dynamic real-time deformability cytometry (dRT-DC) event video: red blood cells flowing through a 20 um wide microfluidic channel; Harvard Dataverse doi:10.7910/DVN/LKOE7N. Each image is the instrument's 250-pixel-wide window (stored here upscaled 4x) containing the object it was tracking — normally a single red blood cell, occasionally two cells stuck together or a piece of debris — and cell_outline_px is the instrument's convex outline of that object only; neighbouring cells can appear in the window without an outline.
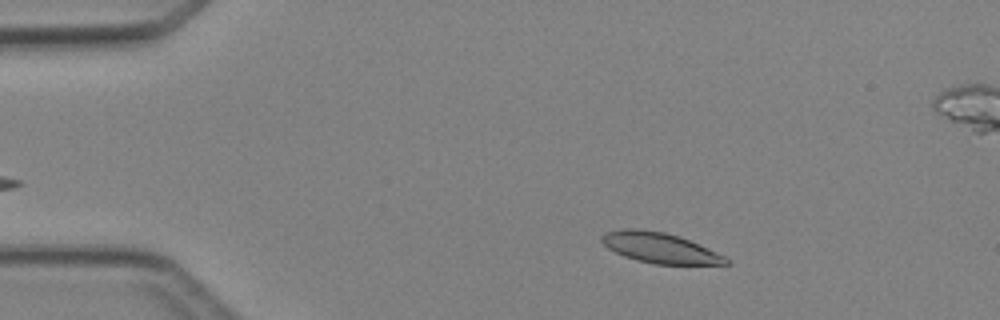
{"species": "Egyptian fruit bat (a non-hibernating species)", "species_latin": "Rousettus aegyptiacus", "temperature_condition": "cold", "stored_images_in_passage": 7, "segment_of_instrument_passage": [1, 2], "camera_frame_rate_fps": 3000, "um_per_image_px": 0.085, "animal": {"sex": "female"}, "frame": {"image": 1, "passage_image": 2, "time_ms": 2.0, "image_size_px": [1000, 320], "cell_outline_px": [[732, 264], [656, 264], [636, 260], [624, 256], [608, 248], [600, 240], [600, 236], [604, 232], [624, 228], [640, 228], [664, 232], [680, 236], [724, 256], [732, 260]], "centroid_in_image_um": [56.06, 21.05], "position_along_channel_um": 28.9, "area_um2": 22.02}}
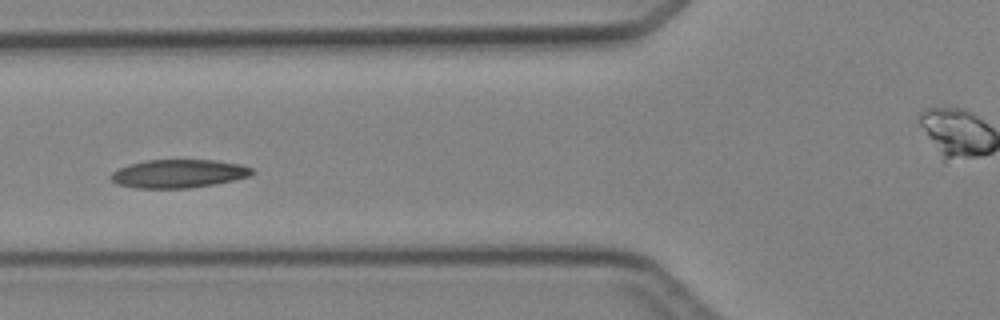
{"frame": {"image": 2, "passage_image": 5, "time_ms": 5.667, "image_size_px": [1000, 320], "cell_outline_px": [[256, 172], [248, 176], [216, 184], [192, 188], [136, 188], [116, 184], [112, 180], [112, 172], [128, 164], [144, 160], [216, 160], [240, 164], [252, 168]], "centroid_in_image_um": [15.19, 14.76], "position_along_channel_um": 110.6, "area_um2": 23.35}}
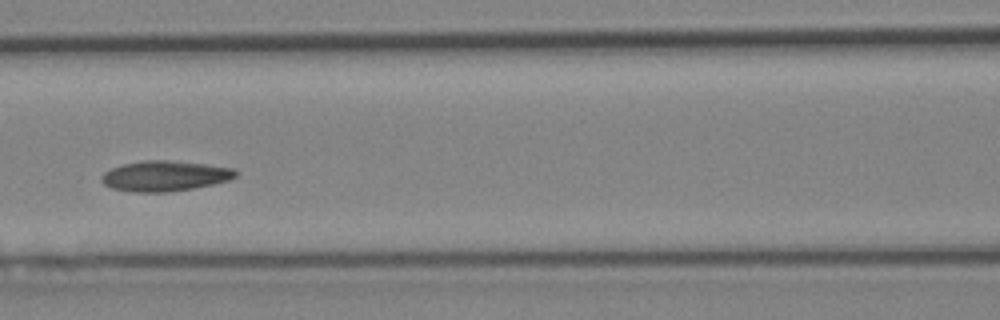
{"frame": {"image": 3, "passage_image": 6, "time_ms": 6.667, "image_size_px": [1000, 320], "cell_outline_px": [[236, 176], [228, 180], [212, 184], [192, 188], [168, 192], [132, 192], [112, 188], [104, 184], [100, 180], [100, 176], [104, 172], [112, 168], [124, 164], [144, 160], [168, 160], [204, 164], [232, 168], [236, 172]], "centroid_in_image_um": [13.96, 14.96], "position_along_channel_um": 152.6, "area_um2": 23.52}}